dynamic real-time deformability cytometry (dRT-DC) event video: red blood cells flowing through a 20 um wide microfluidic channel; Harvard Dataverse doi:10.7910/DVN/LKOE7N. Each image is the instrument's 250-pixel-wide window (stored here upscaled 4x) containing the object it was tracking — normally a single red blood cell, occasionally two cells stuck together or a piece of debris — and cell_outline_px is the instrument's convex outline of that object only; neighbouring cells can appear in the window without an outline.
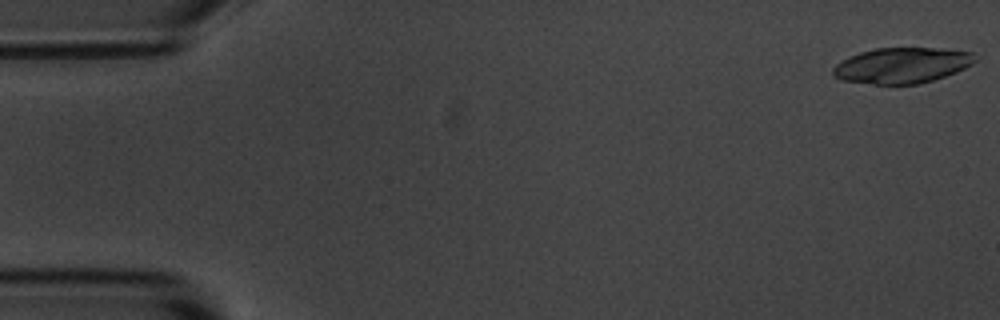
{"species": "common noctule bat (a hibernating species)", "species_latin": "Nyctalus noctula", "temperature_condition": "room temperature", "stored_images_in_passage": 4, "camera_frame_rate_fps": 3000, "um_per_image_px": 0.085, "animal": {"sex": "male", "body_mass_g": 20.1, "forearm_length_mm": 53.5}, "frame": {"image": 1, "passage_image": 1, "time_ms": 0.0, "image_size_px": [1000, 320], "cell_outline_px": [[976, 60], [972, 64], [956, 72], [920, 84], [876, 84], [840, 80], [832, 76], [832, 68], [836, 64], [860, 52], [876, 48], [932, 48], [972, 52]], "centroid_in_image_um": [76.64, 5.56], "position_along_channel_um": 8.4, "area_um2": 29.25}}